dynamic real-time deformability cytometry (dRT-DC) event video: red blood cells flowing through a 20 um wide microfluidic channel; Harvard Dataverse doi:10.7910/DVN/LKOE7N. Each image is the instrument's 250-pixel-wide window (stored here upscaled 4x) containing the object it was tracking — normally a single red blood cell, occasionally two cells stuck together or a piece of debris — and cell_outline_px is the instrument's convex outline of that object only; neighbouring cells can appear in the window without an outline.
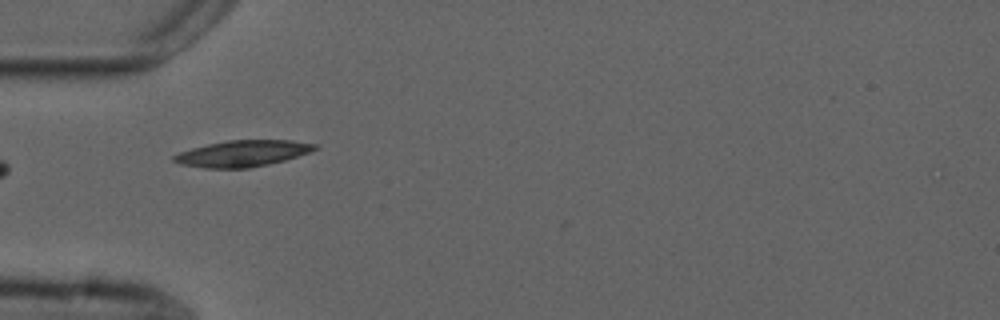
{"species": "common noctule bat (a hibernating species)", "species_latin": "Nyctalus noctula", "temperature_condition": "cold", "stored_images_in_passage": 2, "camera_frame_rate_fps": 3000, "um_per_image_px": 0.085, "animal": {"sex": "male", "forearm_length_mm": 52.5}, "frame": {"image": 1, "passage_image": 2, "time_ms": 1.333, "image_size_px": [1000, 320], "cell_outline_px": [[320, 148], [312, 152], [284, 160], [268, 164], [248, 168], [204, 168], [180, 164], [172, 160], [172, 156], [180, 152], [192, 148], [208, 144], [228, 140], [292, 140], [320, 144]], "centroid_in_image_um": [20.68, 13.04], "position_along_channel_um": 64.3, "area_um2": 21.73}}